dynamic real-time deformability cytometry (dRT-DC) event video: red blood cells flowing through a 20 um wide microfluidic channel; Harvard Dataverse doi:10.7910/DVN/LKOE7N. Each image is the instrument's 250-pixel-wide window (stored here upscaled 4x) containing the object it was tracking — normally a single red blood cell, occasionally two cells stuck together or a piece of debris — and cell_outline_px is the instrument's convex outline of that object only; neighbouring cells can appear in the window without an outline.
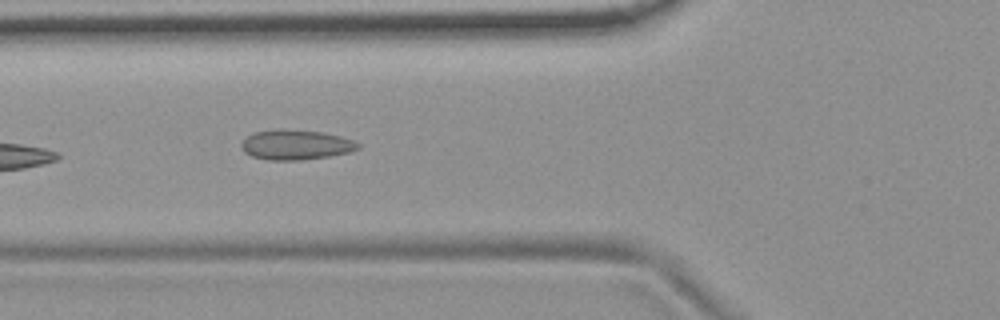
{"species": "common noctule bat (a hibernating species)", "species_latin": "Nyctalus noctula", "temperature_condition": "room temperature", "stored_images_in_passage": 11, "camera_frame_rate_fps": 3000, "um_per_image_px": 0.085, "animal": {"sex": "female", "body_mass_g": 19.9}, "frame": {"image": 1, "passage_image": 2, "time_ms": 1.0, "image_size_px": [1000, 320], "cell_outline_px": [[360, 148], [348, 152], [328, 156], [300, 160], [268, 160], [252, 156], [244, 152], [240, 148], [240, 144], [248, 136], [256, 132], [280, 128], [320, 132], [340, 136], [352, 140], [360, 144]], "centroid_in_image_um": [25.11, 12.3], "position_along_channel_um": 100.7, "area_um2": 20.23}, "authors_computed_cell_mechanics": {"area_um2": 19.363, "velocity_mm_per_s": 3.7083, "shape_relaxation_time_tau1_ms": null, "shape_relaxation_time_tau2_ms": 1.0534, "deformation_change_tau1": null, "deformation_change_tau2": 0.0614}}